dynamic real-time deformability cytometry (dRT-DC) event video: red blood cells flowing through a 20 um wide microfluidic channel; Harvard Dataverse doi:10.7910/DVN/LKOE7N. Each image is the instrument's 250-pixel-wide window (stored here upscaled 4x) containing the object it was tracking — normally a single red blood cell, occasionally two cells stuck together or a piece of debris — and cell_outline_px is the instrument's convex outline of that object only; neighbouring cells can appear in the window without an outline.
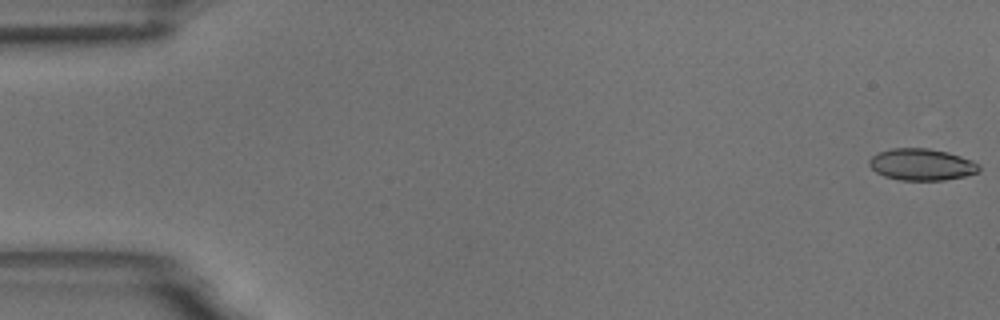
{"species": "common noctule bat (a hibernating species)", "species_latin": "Nyctalus noctula", "temperature_condition": "room temperature", "stored_images_in_passage": 58, "camera_frame_rate_fps": 3000, "um_per_image_px": 0.085, "animal": {"sex": "male", "body_mass_g": 18.8}, "frame": {"image": 1, "passage_image": 1, "time_ms": 0.0, "image_size_px": [1000, 320], "cell_outline_px": [[980, 172], [964, 176], [944, 180], [900, 180], [884, 176], [876, 172], [868, 164], [868, 160], [872, 156], [880, 152], [892, 148], [928, 148], [948, 152], [972, 160], [980, 164]], "centroid_in_image_um": [78.35, 13.98], "position_along_channel_um": 6.6, "area_um2": 20.35}}
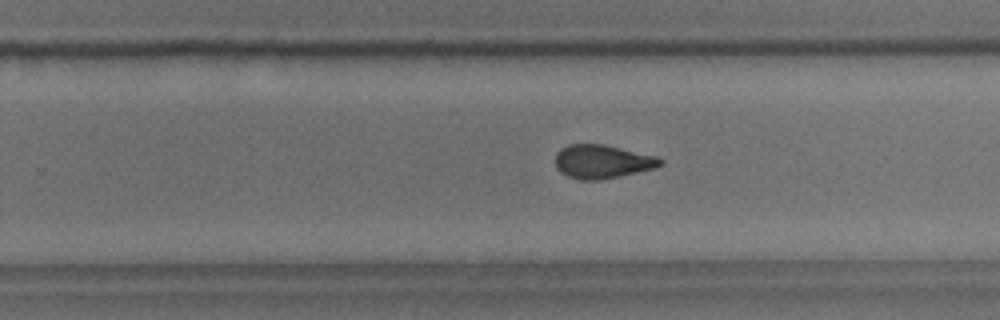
{"frame": {"image": 2, "passage_image": 37, "time_ms": 12.0, "image_size_px": [1000, 320], "cell_outline_px": [[664, 164], [656, 168], [600, 180], [580, 180], [568, 176], [560, 172], [556, 168], [556, 152], [560, 148], [568, 144], [604, 144], [656, 156], [664, 160]], "centroid_in_image_um": [51.19, 13.73], "position_along_channel_um": 278.6, "area_um2": 20.69}}
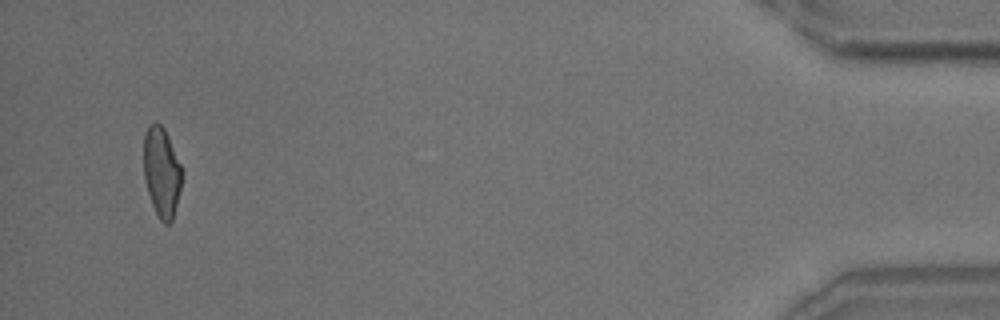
{"frame": {"image": 3, "passage_image": 56, "time_ms": 18.333, "image_size_px": [1000, 320], "cell_outline_px": [[184, 172], [172, 220], [168, 224], [164, 224], [160, 220], [152, 204], [148, 192], [144, 176], [144, 136], [148, 124], [156, 120], [164, 128], [168, 136]], "centroid_in_image_um": [13.74, 14.58], "position_along_channel_um": 421.5, "area_um2": 20.0}, "authors_computed_cell_mechanics": {"area_um2": 20.8369, "velocity_mm_per_s": 3.4946, "shape_relaxation_time_tau1_ms": 9.55, "shape_relaxation_time_tau2_ms": 1.8221, "deformation_change_tau1": 0.2146, "deformation_change_tau2": 0.0949}}